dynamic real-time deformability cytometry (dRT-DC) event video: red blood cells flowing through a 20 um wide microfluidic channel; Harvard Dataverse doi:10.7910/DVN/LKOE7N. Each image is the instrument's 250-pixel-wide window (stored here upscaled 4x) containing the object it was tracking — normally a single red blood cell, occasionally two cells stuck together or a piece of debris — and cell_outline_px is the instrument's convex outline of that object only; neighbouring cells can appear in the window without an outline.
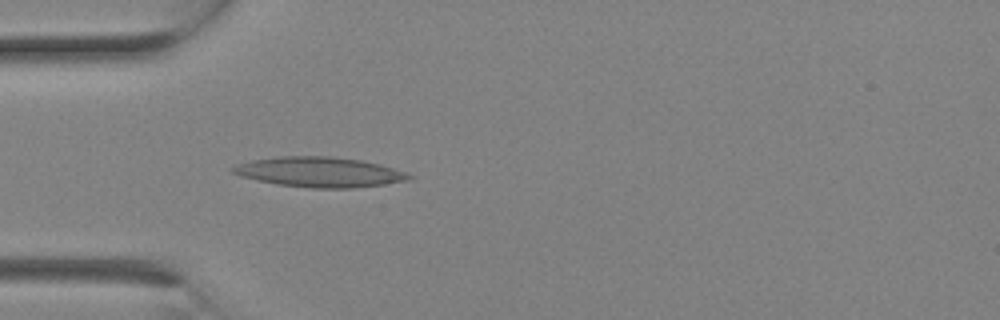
{"species": "Egyptian fruit bat (a non-hibernating species)", "species_latin": "Rousettus aegyptiacus", "temperature_condition": "room temperature", "stored_images_in_passage": 1, "camera_frame_rate_fps": 3000, "um_per_image_px": 0.085, "animal": {"sex": "female"}, "frame": {"image": 1, "passage_image": 1, "time_ms": 0.0, "image_size_px": [1000, 320], "cell_outline_px": [[416, 176], [412, 180], [384, 184], [352, 188], [312, 188], [276, 184], [256, 180], [240, 176], [232, 172], [228, 168], [236, 164], [252, 160], [280, 156], [328, 156], [360, 160], [380, 164], [408, 172]], "centroid_in_image_um": [27.18, 14.63], "position_along_channel_um": 57.8, "area_um2": 31.15}}